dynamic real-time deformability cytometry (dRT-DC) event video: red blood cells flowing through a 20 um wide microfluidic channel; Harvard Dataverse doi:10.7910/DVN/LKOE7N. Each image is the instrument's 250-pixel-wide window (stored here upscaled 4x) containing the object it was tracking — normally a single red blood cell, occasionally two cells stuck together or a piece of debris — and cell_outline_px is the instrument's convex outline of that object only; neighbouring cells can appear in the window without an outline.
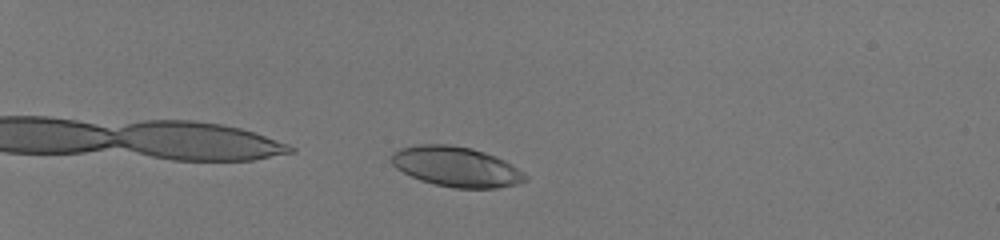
{"species": "human", "species_latin": "Homo sapiens", "temperature_condition": "room temperature", "stored_images_in_passage": 42, "camera_frame_rate_fps": 3000, "um_per_image_px": 0.085, "donor": {"sex": "male"}, "frame": {"image": 1, "passage_image": 5, "time_ms": 1.333, "image_size_px": [1000, 240], "cell_outline_px": [[528, 180], [516, 184], [496, 188], [456, 188], [436, 184], [420, 180], [396, 168], [392, 164], [392, 152], [400, 148], [420, 144], [448, 144], [472, 148], [496, 156], [512, 164], [524, 172], [528, 176]], "centroid_in_image_um": [38.81, 14.16], "position_along_channel_um": 46.2, "area_um2": 31.21}}
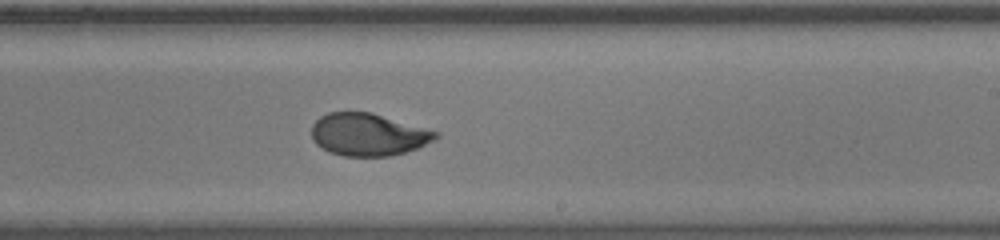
{"frame": {"image": 2, "passage_image": 26, "time_ms": 8.333, "image_size_px": [1000, 240], "cell_outline_px": [[440, 136], [416, 148], [404, 152], [388, 156], [344, 156], [328, 152], [316, 144], [312, 140], [312, 124], [320, 116], [328, 112], [372, 112], [440, 132]], "centroid_in_image_um": [31.27, 11.43], "position_along_channel_um": 257.7, "area_um2": 30.69}}
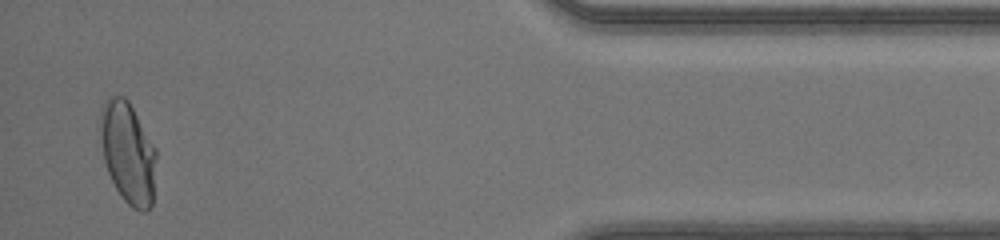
{"frame": {"image": 3, "passage_image": 41, "time_ms": 13.333, "image_size_px": [1000, 240], "cell_outline_px": [[156, 156], [152, 204], [148, 212], [140, 212], [132, 208], [120, 196], [108, 172], [104, 160], [100, 136], [100, 108], [112, 96], [124, 96], [128, 100], [156, 148]], "centroid_in_image_um": [10.88, 13.01], "position_along_channel_um": 424.3, "area_um2": 33.06}, "authors_computed_cell_mechanics": {"area_um2": 31.3854, "velocity_mm_per_s": 4.1515, "shape_relaxation_time_tau1_ms": 6.5459, "shape_relaxation_time_tau2_ms": null, "deformation_change_tau1": 0.2521, "deformation_change_tau2": null}}